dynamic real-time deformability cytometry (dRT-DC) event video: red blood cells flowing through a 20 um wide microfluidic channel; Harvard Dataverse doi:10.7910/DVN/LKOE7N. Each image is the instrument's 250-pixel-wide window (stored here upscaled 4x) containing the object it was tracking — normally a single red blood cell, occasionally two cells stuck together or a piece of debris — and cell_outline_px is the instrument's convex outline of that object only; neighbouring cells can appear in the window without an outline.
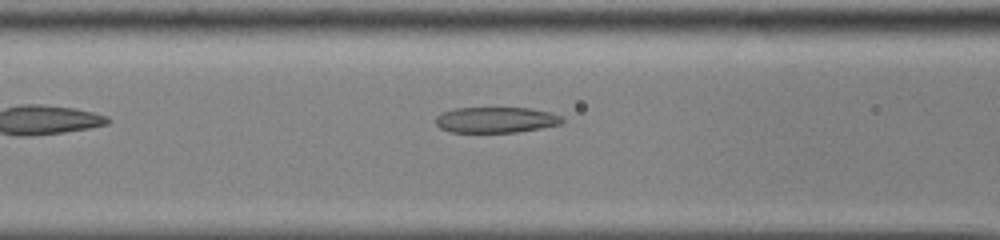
{"species": "common noctule bat (a hibernating species)", "species_latin": "Nyctalus noctula", "temperature_condition": "cold", "stored_images_in_passage": 37, "camera_frame_rate_fps": 3000, "um_per_image_px": 0.085, "animal": {"sex": "male", "body_mass_g": 13.0, "forearm_length_mm": 53.1}, "frame": {"image": 1, "passage_image": 7, "time_ms": 2.0, "image_size_px": [1000, 240], "cell_outline_px": [[564, 120], [560, 124], [540, 128], [516, 132], [452, 132], [440, 128], [436, 124], [436, 116], [440, 112], [456, 108], [532, 108], [552, 112], [560, 116]], "centroid_in_image_um": [42.14, 10.18], "position_along_channel_um": 124.5, "area_um2": 19.02}}
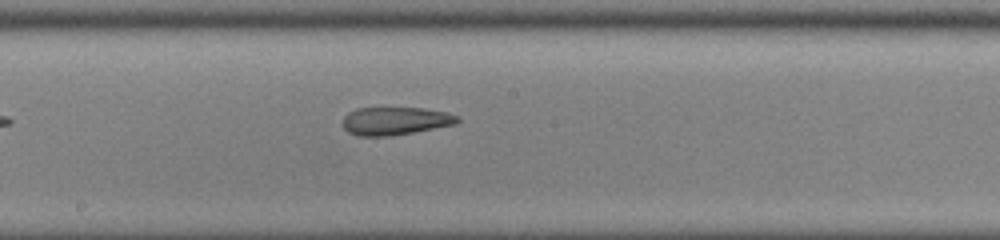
{"frame": {"image": 2, "passage_image": 14, "time_ms": 4.333, "image_size_px": [1000, 240], "cell_outline_px": [[460, 120], [456, 124], [412, 132], [388, 136], [356, 136], [348, 132], [340, 124], [344, 116], [348, 112], [356, 108], [424, 108], [448, 112], [460, 116]], "centroid_in_image_um": [33.57, 10.27], "position_along_channel_um": 214.6, "area_um2": 18.9}}
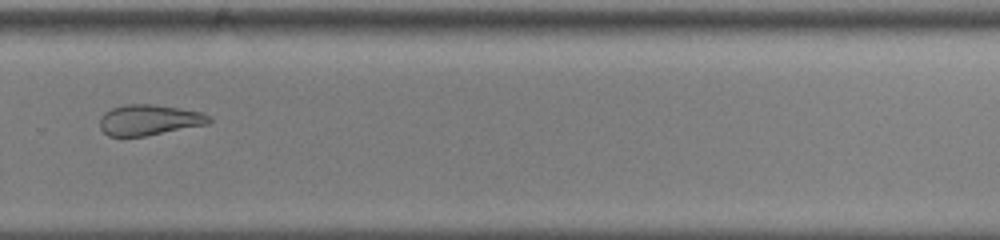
{"frame": {"image": 3, "passage_image": 22, "time_ms": 7.0, "image_size_px": [1000, 240], "cell_outline_px": [[212, 120], [208, 124], [144, 136], [108, 136], [100, 128], [100, 116], [104, 112], [112, 108], [124, 104], [156, 104], [180, 108], [200, 112], [208, 116]], "centroid_in_image_um": [12.64, 10.18], "position_along_channel_um": 317.2, "area_um2": 19.48}, "authors_computed_cell_mechanics": {"area_um2": 20.1722, "velocity_mm_per_s": 3.8599, "shape_relaxation_time_tau1_ms": null, "shape_relaxation_time_tau2_ms": 2.4018, "deformation_change_tau1": null, "deformation_change_tau2": 0.1108}}